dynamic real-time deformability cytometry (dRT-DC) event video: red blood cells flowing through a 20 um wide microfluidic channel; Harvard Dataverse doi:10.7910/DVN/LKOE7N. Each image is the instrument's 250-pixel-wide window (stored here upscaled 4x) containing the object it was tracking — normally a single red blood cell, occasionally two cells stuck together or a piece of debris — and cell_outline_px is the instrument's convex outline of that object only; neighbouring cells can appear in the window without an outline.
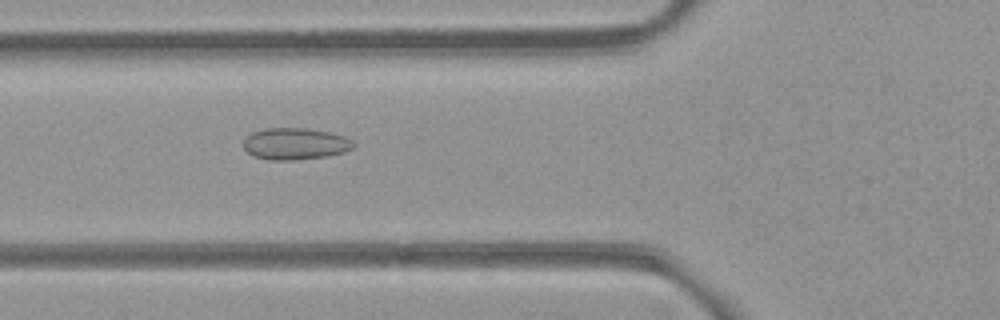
{"species": "common noctule bat (a hibernating species)", "species_latin": "Nyctalus noctula", "temperature_condition": "room temperature", "stored_images_in_passage": 46, "camera_frame_rate_fps": 3000, "um_per_image_px": 0.085, "animal": {"sex": "female", "body_mass_g": 21.9}, "frame": {"image": 1, "passage_image": 13, "time_ms": 4.0, "image_size_px": [1000, 320], "cell_outline_px": [[356, 144], [352, 148], [344, 152], [328, 156], [292, 160], [268, 160], [252, 156], [244, 148], [244, 140], [252, 132], [268, 128], [304, 128], [328, 132], [344, 136], [352, 140]], "centroid_in_image_um": [25.09, 12.23], "position_along_channel_um": 100.7, "area_um2": 20.29}}
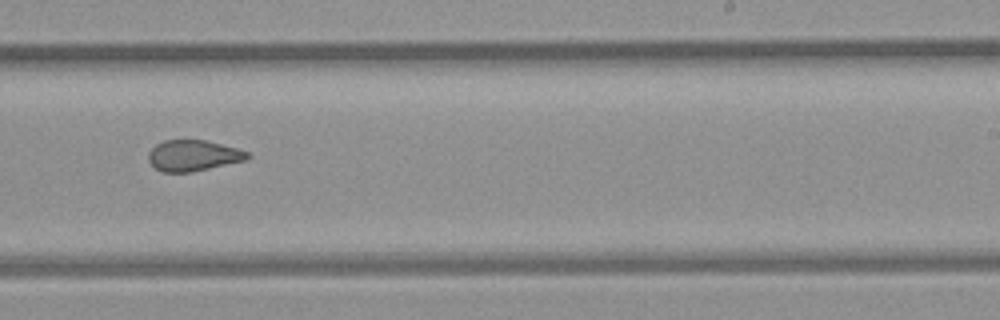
{"frame": {"image": 2, "passage_image": 26, "time_ms": 8.333, "image_size_px": [1000, 320], "cell_outline_px": [[252, 156], [248, 160], [192, 172], [164, 172], [156, 168], [148, 160], [148, 152], [156, 144], [164, 140], [204, 140], [236, 148], [248, 152]], "centroid_in_image_um": [16.44, 13.23], "position_along_channel_um": 272.6, "area_um2": 17.86}}
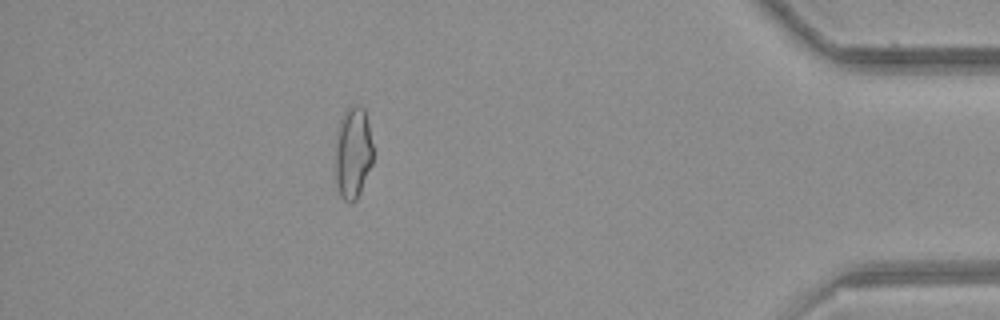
{"frame": {"image": 3, "passage_image": 40, "time_ms": 13.0, "image_size_px": [1000, 320], "cell_outline_px": [[372, 164], [360, 192], [356, 200], [352, 204], [348, 204], [340, 196], [336, 180], [336, 132], [340, 120], [344, 112], [352, 104], [360, 104], [364, 108], [368, 120], [372, 144]], "centroid_in_image_um": [30.0, 12.97], "position_along_channel_um": 405.2, "area_um2": 20.4}, "authors_computed_cell_mechanics": {"area_um2": 19.4497, "velocity_mm_per_s": 3.9534, "shape_relaxation_time_tau1_ms": null, "shape_relaxation_time_tau2_ms": 1.9815, "deformation_change_tau1": null, "deformation_change_tau2": 0.0892}}